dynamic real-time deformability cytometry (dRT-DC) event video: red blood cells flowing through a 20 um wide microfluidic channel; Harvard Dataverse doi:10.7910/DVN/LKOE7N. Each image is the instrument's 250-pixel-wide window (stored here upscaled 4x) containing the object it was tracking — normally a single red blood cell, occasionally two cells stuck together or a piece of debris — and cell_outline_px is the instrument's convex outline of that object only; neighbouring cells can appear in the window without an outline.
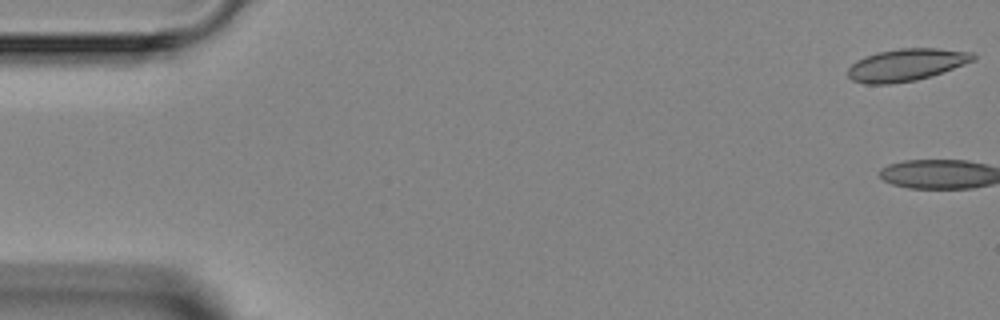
{"species": "Egyptian fruit bat (a non-hibernating species)", "species_latin": "Rousettus aegyptiacus", "temperature_condition": "room temperature", "stored_images_in_passage": 4, "segment_of_instrument_passage": [2, 2], "camera_frame_rate_fps": 3000, "um_per_image_px": 0.085, "animal": {"sex": "female"}, "frame": {"image": 1, "passage_image": 4, "time_ms": 3.667, "image_size_px": [1000, 320], "cell_outline_px": [[976, 60], [932, 76], [916, 80], [888, 84], [868, 84], [852, 80], [848, 76], [848, 68], [856, 60], [864, 56], [876, 52], [900, 48], [936, 48], [972, 52], [976, 56]], "centroid_in_image_um": [77.04, 5.5], "position_along_channel_um": 8.0, "area_um2": 23.64}}